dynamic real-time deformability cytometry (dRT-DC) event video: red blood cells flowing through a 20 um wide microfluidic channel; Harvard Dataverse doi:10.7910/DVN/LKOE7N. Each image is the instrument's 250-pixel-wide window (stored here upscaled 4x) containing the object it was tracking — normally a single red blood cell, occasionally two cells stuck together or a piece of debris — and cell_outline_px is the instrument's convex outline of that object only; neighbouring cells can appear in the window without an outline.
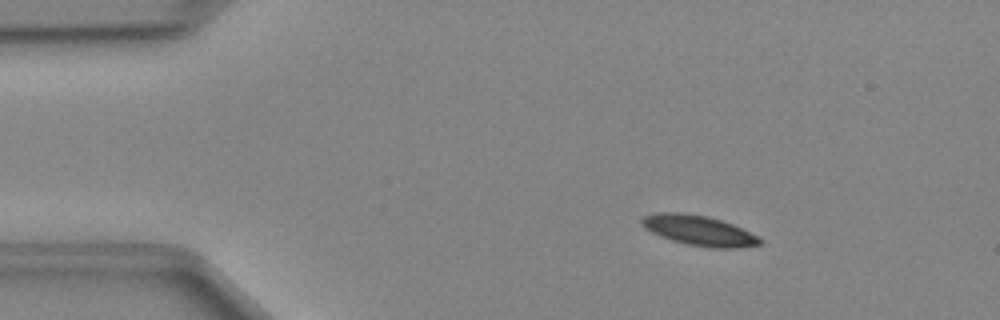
{"species": "Egyptian fruit bat (a non-hibernating species)", "species_latin": "Rousettus aegyptiacus", "temperature_condition": "cold", "stored_images_in_passage": 48, "camera_frame_rate_fps": 3000, "um_per_image_px": 0.085, "animal": {"sex": "female"}, "frame": {"image": 1, "passage_image": 7, "time_ms": 2.0, "image_size_px": [1000, 320], "cell_outline_px": [[764, 240], [760, 244], [740, 248], [712, 248], [688, 244], [672, 240], [660, 236], [644, 228], [640, 224], [640, 220], [644, 216], [656, 212], [684, 212], [708, 216], [732, 224]], "centroid_in_image_um": [59.37, 19.58], "position_along_channel_um": 25.6, "area_um2": 20.69}}
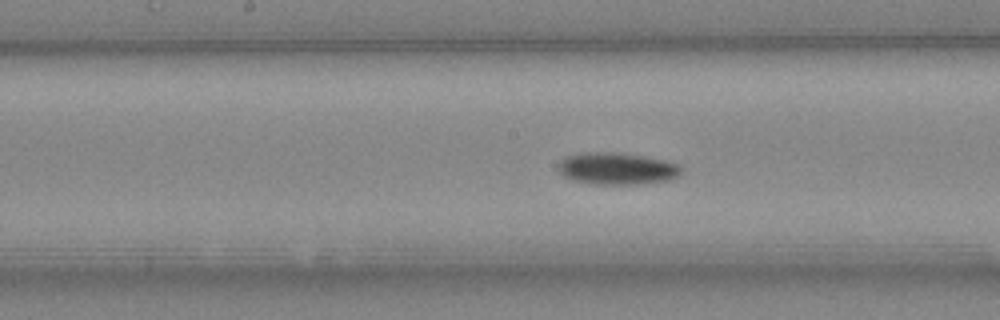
{"frame": {"image": 2, "passage_image": 24, "time_ms": 7.667, "image_size_px": [1000, 320], "cell_outline_px": [[680, 172], [672, 180], [640, 184], [596, 184], [572, 180], [564, 176], [560, 172], [556, 164], [560, 160], [568, 156], [584, 152], [620, 152], [644, 156], [664, 160], [676, 164], [680, 168]], "centroid_in_image_um": [52.4, 14.32], "position_along_channel_um": 195.8, "area_um2": 22.95}}
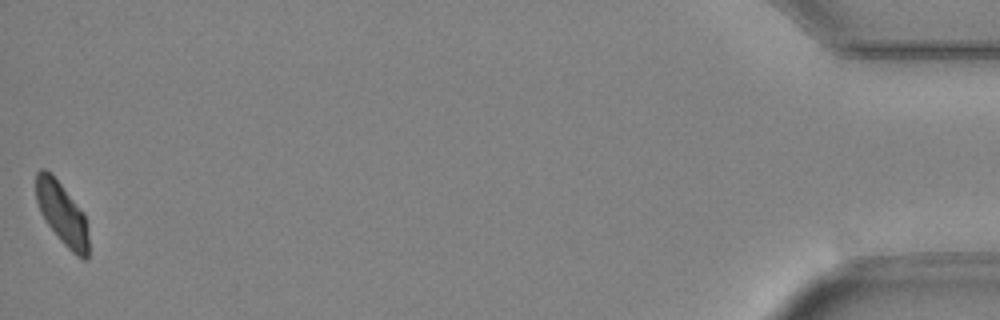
{"frame": {"image": 3, "passage_image": 48, "time_ms": 15.667, "image_size_px": [1000, 320], "cell_outline_px": [[88, 256], [84, 260], [76, 256], [60, 240], [48, 224], [40, 212], [36, 200], [36, 172], [40, 168], [44, 168], [60, 184], [84, 212], [88, 236]], "centroid_in_image_um": [5.27, 18.17], "position_along_channel_um": 429.9, "area_um2": 18.79}}